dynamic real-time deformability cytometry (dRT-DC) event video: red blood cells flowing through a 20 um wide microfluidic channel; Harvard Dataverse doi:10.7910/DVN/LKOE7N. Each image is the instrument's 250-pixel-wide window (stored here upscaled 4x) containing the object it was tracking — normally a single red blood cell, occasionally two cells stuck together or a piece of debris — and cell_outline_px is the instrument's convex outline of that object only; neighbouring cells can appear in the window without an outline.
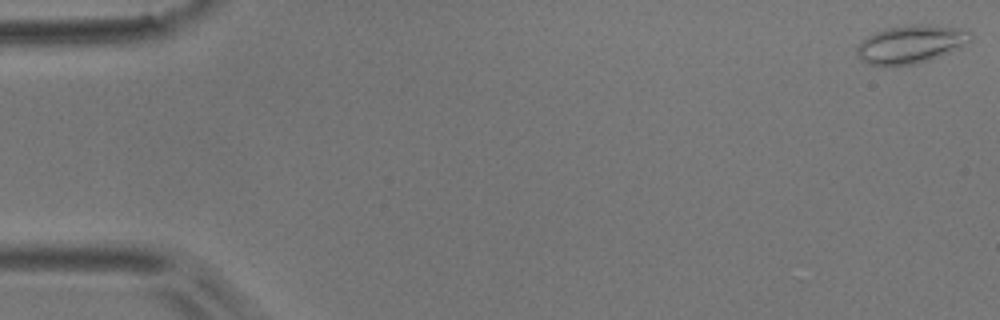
{"species": "common noctule bat (a hibernating species)", "species_latin": "Nyctalus noctula", "temperature_condition": "room temperature", "stored_images_in_passage": 6, "camera_frame_rate_fps": 3000, "um_per_image_px": 0.085, "animal": {"sex": "male", "body_mass_g": 17.9}, "frame": {"image": 1, "passage_image": 1, "time_ms": 0.0, "image_size_px": [1000, 320], "cell_outline_px": [[972, 40], [940, 56], [916, 64], [884, 68], [868, 64], [856, 52], [856, 48], [860, 40], [876, 32], [888, 28], [908, 24], [924, 24], [960, 28], [972, 32]], "centroid_in_image_um": [77.38, 3.77], "position_along_channel_um": 7.6, "area_um2": 25.49}}